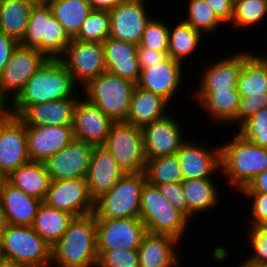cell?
<instances>
[{
    "instance_id": "4dcf8cb0",
    "label": "cell",
    "mask_w": 267,
    "mask_h": 267,
    "mask_svg": "<svg viewBox=\"0 0 267 267\" xmlns=\"http://www.w3.org/2000/svg\"><path fill=\"white\" fill-rule=\"evenodd\" d=\"M237 90L241 97L267 96V59L247 47L243 50Z\"/></svg>"
},
{
    "instance_id": "83f0119b",
    "label": "cell",
    "mask_w": 267,
    "mask_h": 267,
    "mask_svg": "<svg viewBox=\"0 0 267 267\" xmlns=\"http://www.w3.org/2000/svg\"><path fill=\"white\" fill-rule=\"evenodd\" d=\"M41 200L25 194L5 180L0 186V204L8 224L32 226Z\"/></svg>"
},
{
    "instance_id": "1f68e13d",
    "label": "cell",
    "mask_w": 267,
    "mask_h": 267,
    "mask_svg": "<svg viewBox=\"0 0 267 267\" xmlns=\"http://www.w3.org/2000/svg\"><path fill=\"white\" fill-rule=\"evenodd\" d=\"M6 180L25 194L43 202L50 184L49 173L43 162L29 161L14 170Z\"/></svg>"
},
{
    "instance_id": "f6af8a7d",
    "label": "cell",
    "mask_w": 267,
    "mask_h": 267,
    "mask_svg": "<svg viewBox=\"0 0 267 267\" xmlns=\"http://www.w3.org/2000/svg\"><path fill=\"white\" fill-rule=\"evenodd\" d=\"M251 203L249 208V214L247 222L248 227H256L259 225H267V193L260 192H239ZM243 194V195H242ZM251 214V215H250ZM250 215V217H249Z\"/></svg>"
},
{
    "instance_id": "3957f363",
    "label": "cell",
    "mask_w": 267,
    "mask_h": 267,
    "mask_svg": "<svg viewBox=\"0 0 267 267\" xmlns=\"http://www.w3.org/2000/svg\"><path fill=\"white\" fill-rule=\"evenodd\" d=\"M97 225L94 214L74 217L52 246L51 267H97Z\"/></svg>"
},
{
    "instance_id": "60d3db41",
    "label": "cell",
    "mask_w": 267,
    "mask_h": 267,
    "mask_svg": "<svg viewBox=\"0 0 267 267\" xmlns=\"http://www.w3.org/2000/svg\"><path fill=\"white\" fill-rule=\"evenodd\" d=\"M157 17H159V19ZM157 17L153 16L148 22L138 47H146L155 51L168 52V28L170 23L166 19L161 20L160 16Z\"/></svg>"
},
{
    "instance_id": "9f6ffc18",
    "label": "cell",
    "mask_w": 267,
    "mask_h": 267,
    "mask_svg": "<svg viewBox=\"0 0 267 267\" xmlns=\"http://www.w3.org/2000/svg\"><path fill=\"white\" fill-rule=\"evenodd\" d=\"M7 226H8V222L6 219V215L0 204V235Z\"/></svg>"
},
{
    "instance_id": "8fae6325",
    "label": "cell",
    "mask_w": 267,
    "mask_h": 267,
    "mask_svg": "<svg viewBox=\"0 0 267 267\" xmlns=\"http://www.w3.org/2000/svg\"><path fill=\"white\" fill-rule=\"evenodd\" d=\"M197 140L188 137L175 153L184 180L216 178L221 174L220 145L212 148L210 142Z\"/></svg>"
},
{
    "instance_id": "277c9868",
    "label": "cell",
    "mask_w": 267,
    "mask_h": 267,
    "mask_svg": "<svg viewBox=\"0 0 267 267\" xmlns=\"http://www.w3.org/2000/svg\"><path fill=\"white\" fill-rule=\"evenodd\" d=\"M72 38L55 19L48 3L37 2L31 10L24 38L19 43L25 48H35L48 59H59Z\"/></svg>"
},
{
    "instance_id": "11a10c76",
    "label": "cell",
    "mask_w": 267,
    "mask_h": 267,
    "mask_svg": "<svg viewBox=\"0 0 267 267\" xmlns=\"http://www.w3.org/2000/svg\"><path fill=\"white\" fill-rule=\"evenodd\" d=\"M0 267H24V266L19 264L18 262L12 261L11 259L2 257L0 259Z\"/></svg>"
},
{
    "instance_id": "ab89813d",
    "label": "cell",
    "mask_w": 267,
    "mask_h": 267,
    "mask_svg": "<svg viewBox=\"0 0 267 267\" xmlns=\"http://www.w3.org/2000/svg\"><path fill=\"white\" fill-rule=\"evenodd\" d=\"M110 33L109 11L92 10L74 40L103 43Z\"/></svg>"
},
{
    "instance_id": "d4e9b609",
    "label": "cell",
    "mask_w": 267,
    "mask_h": 267,
    "mask_svg": "<svg viewBox=\"0 0 267 267\" xmlns=\"http://www.w3.org/2000/svg\"><path fill=\"white\" fill-rule=\"evenodd\" d=\"M180 244L171 236L147 232L137 250L139 267H180Z\"/></svg>"
},
{
    "instance_id": "d6986e66",
    "label": "cell",
    "mask_w": 267,
    "mask_h": 267,
    "mask_svg": "<svg viewBox=\"0 0 267 267\" xmlns=\"http://www.w3.org/2000/svg\"><path fill=\"white\" fill-rule=\"evenodd\" d=\"M234 52V53H233ZM229 51L222 58L207 61L201 65L203 68L197 77L196 89L193 91H217V90H237L238 78L243 66V51ZM229 54V55H228Z\"/></svg>"
},
{
    "instance_id": "7bdbcfd3",
    "label": "cell",
    "mask_w": 267,
    "mask_h": 267,
    "mask_svg": "<svg viewBox=\"0 0 267 267\" xmlns=\"http://www.w3.org/2000/svg\"><path fill=\"white\" fill-rule=\"evenodd\" d=\"M238 129L245 139L252 143L267 149V107L260 109L245 122H243Z\"/></svg>"
},
{
    "instance_id": "5bb4252c",
    "label": "cell",
    "mask_w": 267,
    "mask_h": 267,
    "mask_svg": "<svg viewBox=\"0 0 267 267\" xmlns=\"http://www.w3.org/2000/svg\"><path fill=\"white\" fill-rule=\"evenodd\" d=\"M177 119L172 111L142 128L146 159L172 155L180 149L182 143L188 138L183 130L184 125L187 124Z\"/></svg>"
},
{
    "instance_id": "8d00e7d4",
    "label": "cell",
    "mask_w": 267,
    "mask_h": 267,
    "mask_svg": "<svg viewBox=\"0 0 267 267\" xmlns=\"http://www.w3.org/2000/svg\"><path fill=\"white\" fill-rule=\"evenodd\" d=\"M266 18L267 0H235L233 18L227 29H242V31L246 29L247 33L248 29L255 30L259 25L267 23Z\"/></svg>"
},
{
    "instance_id": "f907efd6",
    "label": "cell",
    "mask_w": 267,
    "mask_h": 267,
    "mask_svg": "<svg viewBox=\"0 0 267 267\" xmlns=\"http://www.w3.org/2000/svg\"><path fill=\"white\" fill-rule=\"evenodd\" d=\"M18 45L19 43L15 39L0 31V72L4 69V66Z\"/></svg>"
},
{
    "instance_id": "94428289",
    "label": "cell",
    "mask_w": 267,
    "mask_h": 267,
    "mask_svg": "<svg viewBox=\"0 0 267 267\" xmlns=\"http://www.w3.org/2000/svg\"><path fill=\"white\" fill-rule=\"evenodd\" d=\"M35 2H45L46 0H34Z\"/></svg>"
},
{
    "instance_id": "f5cc1de1",
    "label": "cell",
    "mask_w": 267,
    "mask_h": 267,
    "mask_svg": "<svg viewBox=\"0 0 267 267\" xmlns=\"http://www.w3.org/2000/svg\"><path fill=\"white\" fill-rule=\"evenodd\" d=\"M93 10L110 11L124 0H88Z\"/></svg>"
},
{
    "instance_id": "680465c9",
    "label": "cell",
    "mask_w": 267,
    "mask_h": 267,
    "mask_svg": "<svg viewBox=\"0 0 267 267\" xmlns=\"http://www.w3.org/2000/svg\"><path fill=\"white\" fill-rule=\"evenodd\" d=\"M6 180V178L4 177V175L0 172V186L2 185V183Z\"/></svg>"
},
{
    "instance_id": "4fadbf2b",
    "label": "cell",
    "mask_w": 267,
    "mask_h": 267,
    "mask_svg": "<svg viewBox=\"0 0 267 267\" xmlns=\"http://www.w3.org/2000/svg\"><path fill=\"white\" fill-rule=\"evenodd\" d=\"M149 2L151 1L124 0L110 10L109 37L139 45L148 22L155 16L154 11L150 14Z\"/></svg>"
},
{
    "instance_id": "d590c367",
    "label": "cell",
    "mask_w": 267,
    "mask_h": 267,
    "mask_svg": "<svg viewBox=\"0 0 267 267\" xmlns=\"http://www.w3.org/2000/svg\"><path fill=\"white\" fill-rule=\"evenodd\" d=\"M55 19L73 39L81 29L92 7L88 0H46Z\"/></svg>"
},
{
    "instance_id": "2e32d148",
    "label": "cell",
    "mask_w": 267,
    "mask_h": 267,
    "mask_svg": "<svg viewBox=\"0 0 267 267\" xmlns=\"http://www.w3.org/2000/svg\"><path fill=\"white\" fill-rule=\"evenodd\" d=\"M43 202L74 217L86 216L94 212V200L89 194L86 178L50 180Z\"/></svg>"
},
{
    "instance_id": "f546056e",
    "label": "cell",
    "mask_w": 267,
    "mask_h": 267,
    "mask_svg": "<svg viewBox=\"0 0 267 267\" xmlns=\"http://www.w3.org/2000/svg\"><path fill=\"white\" fill-rule=\"evenodd\" d=\"M170 107L173 108L160 95L135 85L129 112L124 122L143 128L145 125L167 115L170 112Z\"/></svg>"
},
{
    "instance_id": "6f0895ef",
    "label": "cell",
    "mask_w": 267,
    "mask_h": 267,
    "mask_svg": "<svg viewBox=\"0 0 267 267\" xmlns=\"http://www.w3.org/2000/svg\"><path fill=\"white\" fill-rule=\"evenodd\" d=\"M242 263L239 264V267H253L252 265L247 264L243 259L241 261ZM238 267V266H237Z\"/></svg>"
},
{
    "instance_id": "e0dca14e",
    "label": "cell",
    "mask_w": 267,
    "mask_h": 267,
    "mask_svg": "<svg viewBox=\"0 0 267 267\" xmlns=\"http://www.w3.org/2000/svg\"><path fill=\"white\" fill-rule=\"evenodd\" d=\"M184 66L186 68L190 67L168 57L155 67L141 69L140 78L136 85L144 90L160 95L171 104V102H175L172 100L180 92L178 90L181 89L182 91V86L185 87L186 82L183 83V81L186 80L185 77L188 76V72H192L185 69ZM183 69L187 70V72Z\"/></svg>"
},
{
    "instance_id": "ba28073f",
    "label": "cell",
    "mask_w": 267,
    "mask_h": 267,
    "mask_svg": "<svg viewBox=\"0 0 267 267\" xmlns=\"http://www.w3.org/2000/svg\"><path fill=\"white\" fill-rule=\"evenodd\" d=\"M145 174L125 173L117 184L94 201L95 218L140 217L141 192Z\"/></svg>"
},
{
    "instance_id": "44dd1931",
    "label": "cell",
    "mask_w": 267,
    "mask_h": 267,
    "mask_svg": "<svg viewBox=\"0 0 267 267\" xmlns=\"http://www.w3.org/2000/svg\"><path fill=\"white\" fill-rule=\"evenodd\" d=\"M29 161L26 125L11 115L0 126V172L6 178Z\"/></svg>"
},
{
    "instance_id": "b9f144b4",
    "label": "cell",
    "mask_w": 267,
    "mask_h": 267,
    "mask_svg": "<svg viewBox=\"0 0 267 267\" xmlns=\"http://www.w3.org/2000/svg\"><path fill=\"white\" fill-rule=\"evenodd\" d=\"M247 235H245L248 244L249 254L244 261L249 265L267 264V225H259L256 227H248Z\"/></svg>"
},
{
    "instance_id": "30bf717a",
    "label": "cell",
    "mask_w": 267,
    "mask_h": 267,
    "mask_svg": "<svg viewBox=\"0 0 267 267\" xmlns=\"http://www.w3.org/2000/svg\"><path fill=\"white\" fill-rule=\"evenodd\" d=\"M59 59L79 88L106 72L102 43L82 42L72 39Z\"/></svg>"
},
{
    "instance_id": "f1b7e54d",
    "label": "cell",
    "mask_w": 267,
    "mask_h": 267,
    "mask_svg": "<svg viewBox=\"0 0 267 267\" xmlns=\"http://www.w3.org/2000/svg\"><path fill=\"white\" fill-rule=\"evenodd\" d=\"M215 178L187 179L181 182L188 204V220L196 219L201 213L215 210L221 201L220 187ZM207 211V212H206Z\"/></svg>"
},
{
    "instance_id": "4316f807",
    "label": "cell",
    "mask_w": 267,
    "mask_h": 267,
    "mask_svg": "<svg viewBox=\"0 0 267 267\" xmlns=\"http://www.w3.org/2000/svg\"><path fill=\"white\" fill-rule=\"evenodd\" d=\"M79 98H65L29 105L18 118L30 126H72L73 110Z\"/></svg>"
},
{
    "instance_id": "6125c7cd",
    "label": "cell",
    "mask_w": 267,
    "mask_h": 267,
    "mask_svg": "<svg viewBox=\"0 0 267 267\" xmlns=\"http://www.w3.org/2000/svg\"><path fill=\"white\" fill-rule=\"evenodd\" d=\"M266 48H267V46H266ZM266 54H267V52L262 54V55L267 59V55Z\"/></svg>"
},
{
    "instance_id": "9a60e30c",
    "label": "cell",
    "mask_w": 267,
    "mask_h": 267,
    "mask_svg": "<svg viewBox=\"0 0 267 267\" xmlns=\"http://www.w3.org/2000/svg\"><path fill=\"white\" fill-rule=\"evenodd\" d=\"M98 250H138L147 233L143 221L135 218H96Z\"/></svg>"
},
{
    "instance_id": "ac0fdd59",
    "label": "cell",
    "mask_w": 267,
    "mask_h": 267,
    "mask_svg": "<svg viewBox=\"0 0 267 267\" xmlns=\"http://www.w3.org/2000/svg\"><path fill=\"white\" fill-rule=\"evenodd\" d=\"M114 121L80 95L73 110V138L92 146H103Z\"/></svg>"
},
{
    "instance_id": "836d02e7",
    "label": "cell",
    "mask_w": 267,
    "mask_h": 267,
    "mask_svg": "<svg viewBox=\"0 0 267 267\" xmlns=\"http://www.w3.org/2000/svg\"><path fill=\"white\" fill-rule=\"evenodd\" d=\"M36 3L34 0H0V31L20 43Z\"/></svg>"
},
{
    "instance_id": "d6a6232c",
    "label": "cell",
    "mask_w": 267,
    "mask_h": 267,
    "mask_svg": "<svg viewBox=\"0 0 267 267\" xmlns=\"http://www.w3.org/2000/svg\"><path fill=\"white\" fill-rule=\"evenodd\" d=\"M168 35V57L182 64L194 59L195 54L198 55L199 47L204 42L203 38H206L201 32L181 19H178L174 25H169Z\"/></svg>"
},
{
    "instance_id": "91938a15",
    "label": "cell",
    "mask_w": 267,
    "mask_h": 267,
    "mask_svg": "<svg viewBox=\"0 0 267 267\" xmlns=\"http://www.w3.org/2000/svg\"><path fill=\"white\" fill-rule=\"evenodd\" d=\"M253 267H267V264L252 265Z\"/></svg>"
},
{
    "instance_id": "74e56055",
    "label": "cell",
    "mask_w": 267,
    "mask_h": 267,
    "mask_svg": "<svg viewBox=\"0 0 267 267\" xmlns=\"http://www.w3.org/2000/svg\"><path fill=\"white\" fill-rule=\"evenodd\" d=\"M144 174L146 181L156 186L184 180L176 154L146 159Z\"/></svg>"
},
{
    "instance_id": "8992f818",
    "label": "cell",
    "mask_w": 267,
    "mask_h": 267,
    "mask_svg": "<svg viewBox=\"0 0 267 267\" xmlns=\"http://www.w3.org/2000/svg\"><path fill=\"white\" fill-rule=\"evenodd\" d=\"M135 83L104 72L90 80L81 91V96L93 103L114 122L125 121L129 112Z\"/></svg>"
},
{
    "instance_id": "f35d334b",
    "label": "cell",
    "mask_w": 267,
    "mask_h": 267,
    "mask_svg": "<svg viewBox=\"0 0 267 267\" xmlns=\"http://www.w3.org/2000/svg\"><path fill=\"white\" fill-rule=\"evenodd\" d=\"M187 4V5H186ZM185 7L187 14L181 19L183 22L189 24L195 30L201 32L207 37V33L215 34L214 31L225 26L215 15L213 9L206 3L205 0H188Z\"/></svg>"
},
{
    "instance_id": "ee69618b",
    "label": "cell",
    "mask_w": 267,
    "mask_h": 267,
    "mask_svg": "<svg viewBox=\"0 0 267 267\" xmlns=\"http://www.w3.org/2000/svg\"><path fill=\"white\" fill-rule=\"evenodd\" d=\"M97 267H139L137 250H98Z\"/></svg>"
},
{
    "instance_id": "5b68a950",
    "label": "cell",
    "mask_w": 267,
    "mask_h": 267,
    "mask_svg": "<svg viewBox=\"0 0 267 267\" xmlns=\"http://www.w3.org/2000/svg\"><path fill=\"white\" fill-rule=\"evenodd\" d=\"M148 233L168 235L183 242L191 222L161 195L156 185L144 183L140 200V217ZM190 224V225H188Z\"/></svg>"
},
{
    "instance_id": "7a4b0ae2",
    "label": "cell",
    "mask_w": 267,
    "mask_h": 267,
    "mask_svg": "<svg viewBox=\"0 0 267 267\" xmlns=\"http://www.w3.org/2000/svg\"><path fill=\"white\" fill-rule=\"evenodd\" d=\"M236 133V134H235ZM232 133L231 140L220 141L221 176L237 195L259 173L267 169V149Z\"/></svg>"
},
{
    "instance_id": "7c38bea8",
    "label": "cell",
    "mask_w": 267,
    "mask_h": 267,
    "mask_svg": "<svg viewBox=\"0 0 267 267\" xmlns=\"http://www.w3.org/2000/svg\"><path fill=\"white\" fill-rule=\"evenodd\" d=\"M47 59L35 48L18 45L0 72V93L12 102Z\"/></svg>"
},
{
    "instance_id": "681fc988",
    "label": "cell",
    "mask_w": 267,
    "mask_h": 267,
    "mask_svg": "<svg viewBox=\"0 0 267 267\" xmlns=\"http://www.w3.org/2000/svg\"><path fill=\"white\" fill-rule=\"evenodd\" d=\"M206 3L213 9L217 18L226 26L229 27L234 12L233 0H205Z\"/></svg>"
},
{
    "instance_id": "bcb514c9",
    "label": "cell",
    "mask_w": 267,
    "mask_h": 267,
    "mask_svg": "<svg viewBox=\"0 0 267 267\" xmlns=\"http://www.w3.org/2000/svg\"><path fill=\"white\" fill-rule=\"evenodd\" d=\"M161 195L188 219V204L181 182L157 185Z\"/></svg>"
},
{
    "instance_id": "ffe728a7",
    "label": "cell",
    "mask_w": 267,
    "mask_h": 267,
    "mask_svg": "<svg viewBox=\"0 0 267 267\" xmlns=\"http://www.w3.org/2000/svg\"><path fill=\"white\" fill-rule=\"evenodd\" d=\"M93 146L73 139L43 163L50 180L86 178Z\"/></svg>"
},
{
    "instance_id": "6da1fadb",
    "label": "cell",
    "mask_w": 267,
    "mask_h": 267,
    "mask_svg": "<svg viewBox=\"0 0 267 267\" xmlns=\"http://www.w3.org/2000/svg\"><path fill=\"white\" fill-rule=\"evenodd\" d=\"M79 89L60 59H47L11 102L12 115L18 117L32 104L79 98Z\"/></svg>"
},
{
    "instance_id": "e575fe53",
    "label": "cell",
    "mask_w": 267,
    "mask_h": 267,
    "mask_svg": "<svg viewBox=\"0 0 267 267\" xmlns=\"http://www.w3.org/2000/svg\"><path fill=\"white\" fill-rule=\"evenodd\" d=\"M74 216L52 208L42 202L37 210L32 228L51 246L67 231Z\"/></svg>"
},
{
    "instance_id": "603a6c76",
    "label": "cell",
    "mask_w": 267,
    "mask_h": 267,
    "mask_svg": "<svg viewBox=\"0 0 267 267\" xmlns=\"http://www.w3.org/2000/svg\"><path fill=\"white\" fill-rule=\"evenodd\" d=\"M187 97L195 101V106L207 115L212 124L231 126L237 119V111L241 100L238 90H217V91H192Z\"/></svg>"
},
{
    "instance_id": "9c48e42d",
    "label": "cell",
    "mask_w": 267,
    "mask_h": 267,
    "mask_svg": "<svg viewBox=\"0 0 267 267\" xmlns=\"http://www.w3.org/2000/svg\"><path fill=\"white\" fill-rule=\"evenodd\" d=\"M125 173H142L145 169L142 128L124 121L114 122L103 145Z\"/></svg>"
},
{
    "instance_id": "7dc6e473",
    "label": "cell",
    "mask_w": 267,
    "mask_h": 267,
    "mask_svg": "<svg viewBox=\"0 0 267 267\" xmlns=\"http://www.w3.org/2000/svg\"><path fill=\"white\" fill-rule=\"evenodd\" d=\"M267 107V96L241 97L237 111V119L232 123L238 127L260 109Z\"/></svg>"
},
{
    "instance_id": "484cf974",
    "label": "cell",
    "mask_w": 267,
    "mask_h": 267,
    "mask_svg": "<svg viewBox=\"0 0 267 267\" xmlns=\"http://www.w3.org/2000/svg\"><path fill=\"white\" fill-rule=\"evenodd\" d=\"M106 72L137 84L140 68L137 58L138 45L108 37L103 43Z\"/></svg>"
},
{
    "instance_id": "cb8c5ba5",
    "label": "cell",
    "mask_w": 267,
    "mask_h": 267,
    "mask_svg": "<svg viewBox=\"0 0 267 267\" xmlns=\"http://www.w3.org/2000/svg\"><path fill=\"white\" fill-rule=\"evenodd\" d=\"M124 174L125 172L104 146H93L86 182L94 201L109 192Z\"/></svg>"
},
{
    "instance_id": "c3c4849f",
    "label": "cell",
    "mask_w": 267,
    "mask_h": 267,
    "mask_svg": "<svg viewBox=\"0 0 267 267\" xmlns=\"http://www.w3.org/2000/svg\"><path fill=\"white\" fill-rule=\"evenodd\" d=\"M137 58L139 68L145 69L155 67L168 58V52L155 51L146 47H137Z\"/></svg>"
},
{
    "instance_id": "816d5d0a",
    "label": "cell",
    "mask_w": 267,
    "mask_h": 267,
    "mask_svg": "<svg viewBox=\"0 0 267 267\" xmlns=\"http://www.w3.org/2000/svg\"><path fill=\"white\" fill-rule=\"evenodd\" d=\"M240 192L267 193V169L255 176Z\"/></svg>"
},
{
    "instance_id": "52a82bcc",
    "label": "cell",
    "mask_w": 267,
    "mask_h": 267,
    "mask_svg": "<svg viewBox=\"0 0 267 267\" xmlns=\"http://www.w3.org/2000/svg\"><path fill=\"white\" fill-rule=\"evenodd\" d=\"M2 257L24 267H51L52 246L32 226L11 225L0 235Z\"/></svg>"
},
{
    "instance_id": "7402d4cb",
    "label": "cell",
    "mask_w": 267,
    "mask_h": 267,
    "mask_svg": "<svg viewBox=\"0 0 267 267\" xmlns=\"http://www.w3.org/2000/svg\"><path fill=\"white\" fill-rule=\"evenodd\" d=\"M26 135L29 158L39 162H44L74 139L72 126L26 125Z\"/></svg>"
},
{
    "instance_id": "db71d44e",
    "label": "cell",
    "mask_w": 267,
    "mask_h": 267,
    "mask_svg": "<svg viewBox=\"0 0 267 267\" xmlns=\"http://www.w3.org/2000/svg\"><path fill=\"white\" fill-rule=\"evenodd\" d=\"M12 115L11 102L0 93V126Z\"/></svg>"
}]
</instances>
